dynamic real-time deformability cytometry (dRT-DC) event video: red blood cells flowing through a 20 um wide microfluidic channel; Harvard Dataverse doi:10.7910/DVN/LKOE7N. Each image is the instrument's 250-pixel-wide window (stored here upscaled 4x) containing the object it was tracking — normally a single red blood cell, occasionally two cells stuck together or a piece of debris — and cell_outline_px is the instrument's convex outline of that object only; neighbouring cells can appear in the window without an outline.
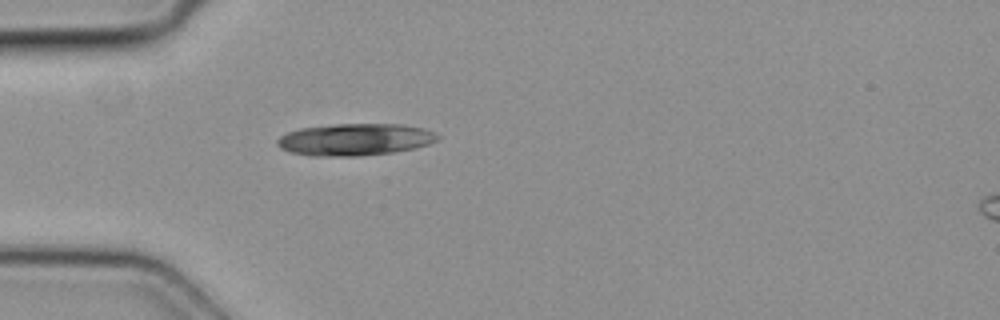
{"species": "common noctule bat (a hibernating species)", "species_latin": "Nyctalus noctula", "temperature_condition": "cold", "stored_images_in_passage": 1, "camera_frame_rate_fps": 3000, "um_per_image_px": 0.085, "animal": {"sex": "female", "body_mass_g": 19.3, "forearm_length_mm": 54.1}, "frame": {"image": 1, "passage_image": 1, "time_ms": 0.0, "image_size_px": [1000, 320], "cell_outline_px": [[440, 140], [416, 148], [392, 152], [360, 156], [312, 156], [292, 152], [280, 148], [276, 144], [276, 140], [280, 136], [288, 132], [300, 128], [332, 124], [404, 124], [424, 128], [436, 132], [440, 136]], "centroid_in_image_um": [30.21, 11.85], "position_along_channel_um": 54.8, "area_um2": 30.17}}